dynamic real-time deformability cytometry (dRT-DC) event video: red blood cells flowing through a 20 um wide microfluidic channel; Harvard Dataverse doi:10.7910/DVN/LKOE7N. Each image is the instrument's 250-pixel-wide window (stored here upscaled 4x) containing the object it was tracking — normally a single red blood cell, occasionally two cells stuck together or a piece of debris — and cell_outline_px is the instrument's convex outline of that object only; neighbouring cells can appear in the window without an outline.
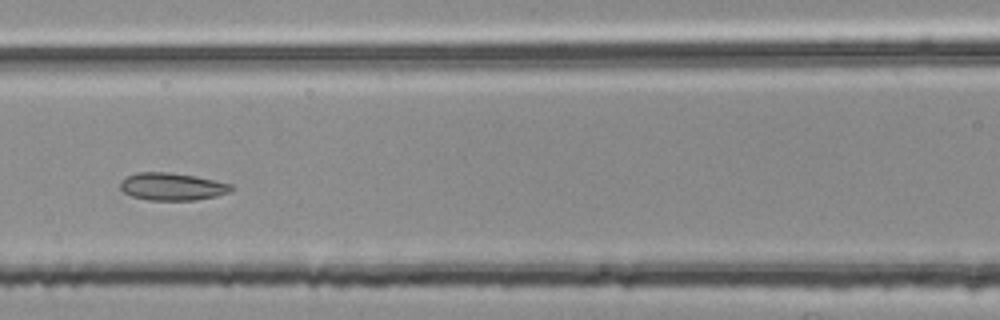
{"species": "common noctule bat (a hibernating species)", "species_latin": "Nyctalus noctula", "temperature_condition": "room temperature", "stored_images_in_passage": 46, "segment_of_instrument_passage": [2, 2], "camera_frame_rate_fps": 3000, "um_per_image_px": 0.085, "animal": {"sex": "female", "body_mass_g": 25.1}, "frame": {"image": 1, "passage_image": 19, "time_ms": 6.0, "image_size_px": [1000, 320], "cell_outline_px": [[232, 192], [216, 196], [196, 200], [148, 200], [132, 196], [124, 192], [120, 188], [120, 180], [136, 172], [168, 172], [196, 176], [232, 184]], "centroid_in_image_um": [14.63, 15.86], "position_along_channel_um": 152.0, "area_um2": 17.86}}
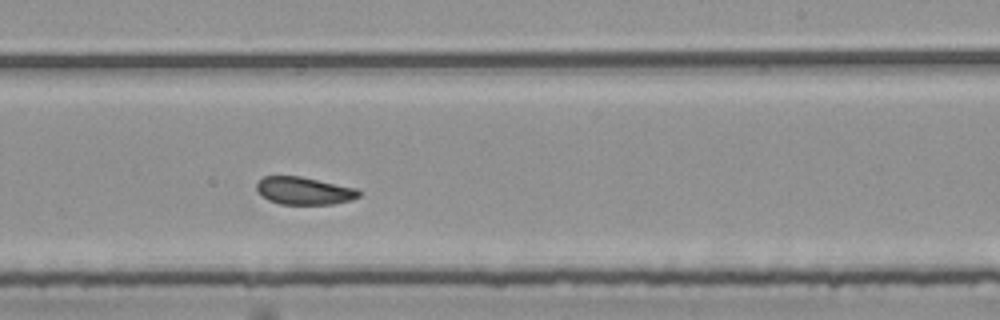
{"frame": {"image": 2, "passage_image": 28, "time_ms": 9.0, "image_size_px": [1000, 320], "cell_outline_px": [[360, 196], [352, 200], [332, 204], [280, 204], [268, 200], [260, 196], [256, 188], [256, 184], [264, 176], [300, 176], [356, 188], [360, 192]], "centroid_in_image_um": [25.83, 16.22], "position_along_channel_um": 263.2, "area_um2": 16.47}}
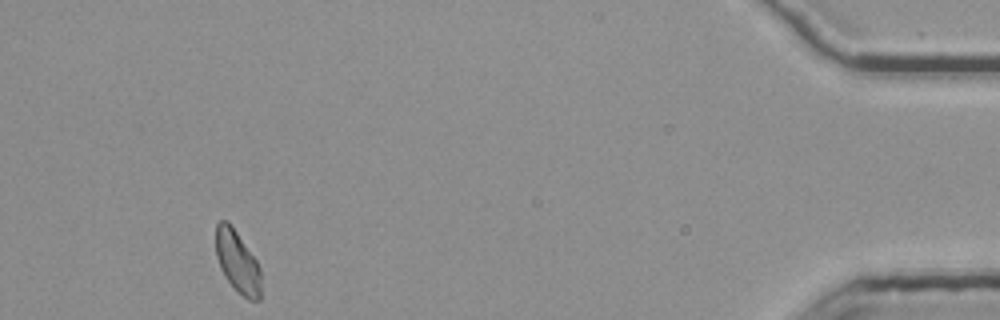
{"frame": {"image": 3, "passage_image": 46, "time_ms": 15.0, "image_size_px": [1000, 320], "cell_outline_px": [[260, 300], [248, 300], [224, 276], [220, 268], [216, 256], [216, 224], [220, 220], [228, 220], [256, 260], [260, 268]], "centroid_in_image_um": [20.17, 22.22], "position_along_channel_um": 415.0, "area_um2": 16.07}}